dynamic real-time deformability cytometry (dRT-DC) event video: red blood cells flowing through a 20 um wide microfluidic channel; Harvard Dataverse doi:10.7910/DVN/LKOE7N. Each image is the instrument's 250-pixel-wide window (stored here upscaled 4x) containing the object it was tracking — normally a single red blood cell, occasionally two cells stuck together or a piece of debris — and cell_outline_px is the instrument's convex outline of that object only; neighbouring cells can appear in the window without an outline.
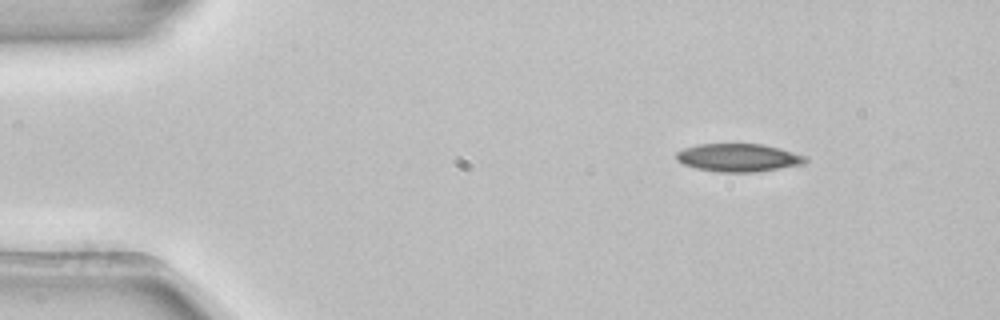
{"species": "common noctule bat (a hibernating species)", "species_latin": "Nyctalus noctula", "temperature_condition": "room temperature", "stored_images_in_passage": 4, "camera_frame_rate_fps": 3000, "um_per_image_px": 0.085, "animal": {"sex": "female", "body_mass_g": 22.7, "forearm_length_mm": 54.2}, "frame": {"image": 1, "passage_image": 1, "time_ms": 0.0, "image_size_px": [1000, 320], "cell_outline_px": [[808, 160], [804, 164], [756, 172], [720, 172], [696, 168], [684, 164], [676, 160], [676, 152], [684, 148], [700, 144], [760, 144], [780, 148], [808, 156]], "centroid_in_image_um": [62.79, 13.4], "position_along_channel_um": 22.2, "area_um2": 21.1}}
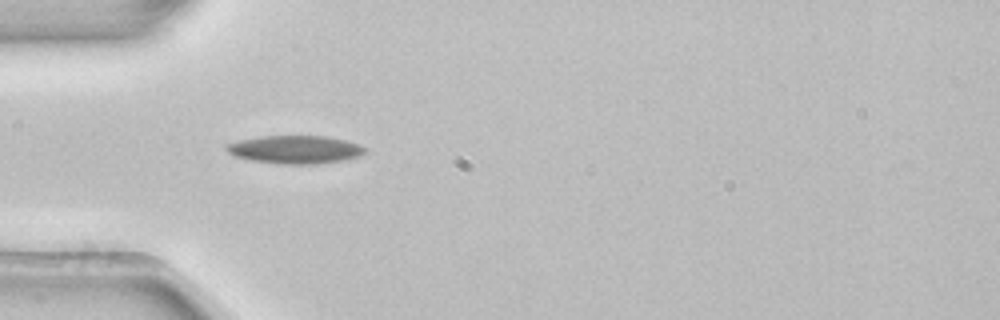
{"frame": {"image": 2, "passage_image": 3, "time_ms": 0.667, "image_size_px": [1000, 320], "cell_outline_px": [[368, 152], [360, 156], [344, 160], [316, 164], [280, 164], [248, 160], [232, 156], [224, 148], [228, 144], [240, 140], [260, 136], [328, 136], [360, 144], [368, 148]], "centroid_in_image_um": [25.12, 12.72], "position_along_channel_um": 59.9, "area_um2": 23.0}}